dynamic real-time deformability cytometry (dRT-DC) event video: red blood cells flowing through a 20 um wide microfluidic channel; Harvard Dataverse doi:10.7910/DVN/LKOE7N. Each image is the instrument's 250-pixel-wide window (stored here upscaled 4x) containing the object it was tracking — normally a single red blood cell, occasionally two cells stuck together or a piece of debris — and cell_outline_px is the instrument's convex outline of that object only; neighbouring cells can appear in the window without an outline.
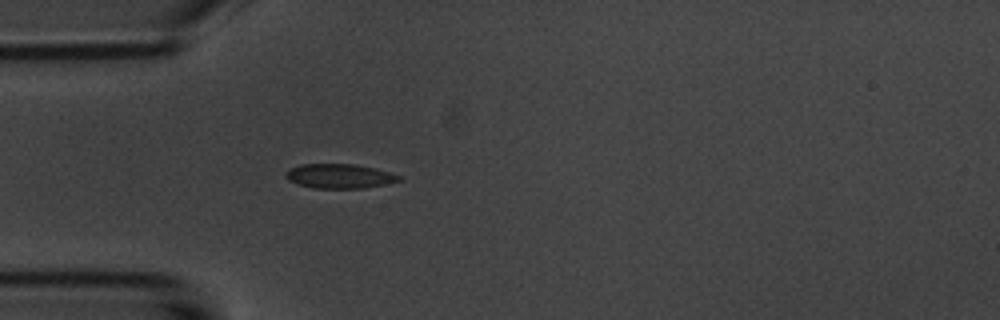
{"species": "common noctule bat (a hibernating species)", "species_latin": "Nyctalus noctula", "temperature_condition": "room temperature", "stored_images_in_passage": 5, "camera_frame_rate_fps": 3000, "um_per_image_px": 0.085, "animal": {"sex": "male", "body_mass_g": 20.1, "forearm_length_mm": 53.5}, "frame": {"image": 1, "passage_image": 5, "time_ms": 4.667, "image_size_px": [1000, 320], "cell_outline_px": [[404, 180], [364, 188], [312, 188], [288, 180], [284, 176], [284, 172], [288, 168], [300, 164], [352, 164], [372, 168], [404, 176]], "centroid_in_image_um": [28.83, 14.97], "position_along_channel_um": 56.2, "area_um2": 16.18}}